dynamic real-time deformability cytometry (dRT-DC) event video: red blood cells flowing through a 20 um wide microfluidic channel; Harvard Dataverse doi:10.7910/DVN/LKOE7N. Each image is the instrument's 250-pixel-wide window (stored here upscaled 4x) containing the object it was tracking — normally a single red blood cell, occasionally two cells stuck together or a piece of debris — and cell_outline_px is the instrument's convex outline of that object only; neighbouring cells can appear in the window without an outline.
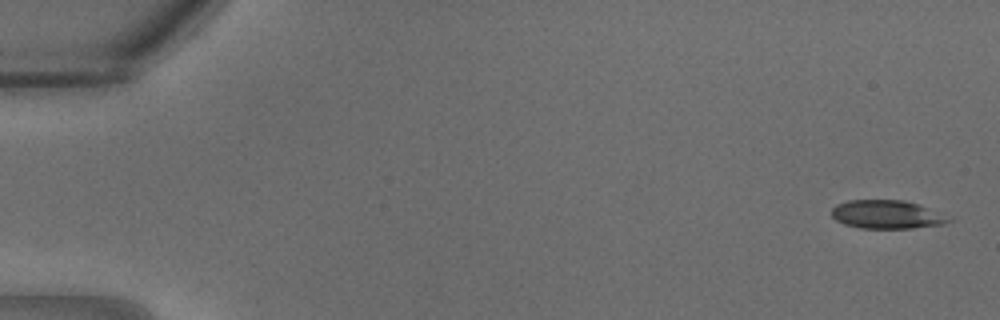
{"species": "common noctule bat (a hibernating species)", "species_latin": "Nyctalus noctula", "temperature_condition": "warm", "stored_images_in_passage": 30, "camera_frame_rate_fps": 3000, "um_per_image_px": 0.085, "animal": {"sex": "male", "body_mass_g": 18.8}, "frame": {"image": 1, "passage_image": 1, "time_ms": 0.0, "image_size_px": [1000, 320], "cell_outline_px": [[956, 220], [944, 224], [912, 228], [860, 228], [844, 224], [836, 220], [832, 216], [832, 208], [836, 204], [848, 200], [904, 200], [920, 204]], "centroid_in_image_um": [75.4, 18.23], "position_along_channel_um": 9.6, "area_um2": 19.54}}
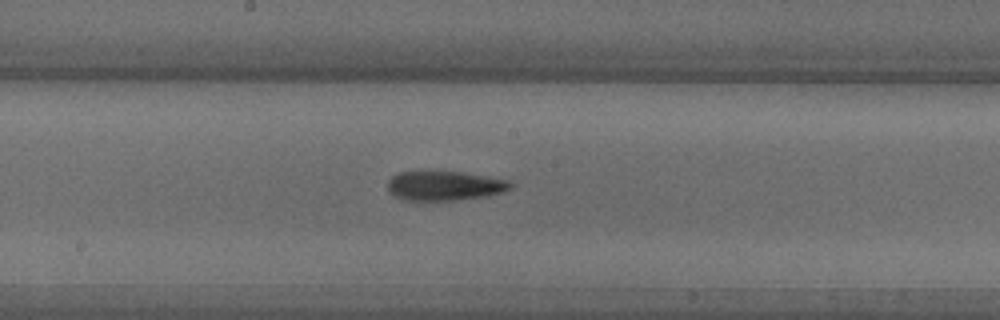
{"frame": {"image": 2, "passage_image": 17, "time_ms": 5.333, "image_size_px": [1000, 320], "cell_outline_px": [[516, 184], [512, 188], [504, 192], [488, 196], [452, 200], [408, 200], [392, 196], [388, 192], [388, 180], [392, 176], [400, 172], [460, 172], [488, 176], [508, 180]], "centroid_in_image_um": [37.83, 15.79], "position_along_channel_um": 210.4, "area_um2": 21.15}}
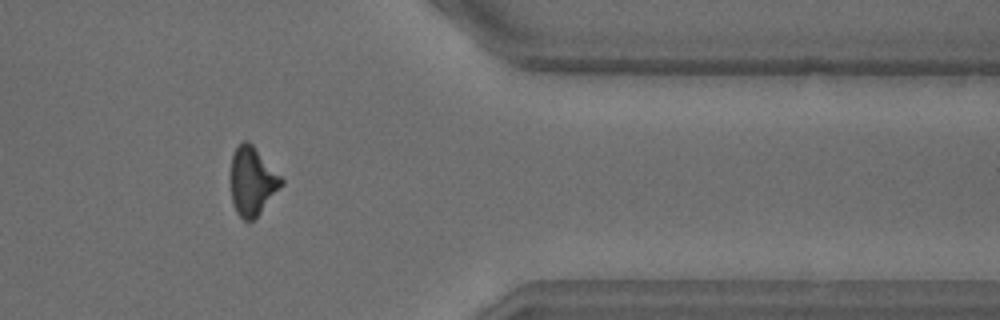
{"frame": {"image": 3, "passage_image": 26, "time_ms": 8.333, "image_size_px": [1000, 320], "cell_outline_px": [[284, 184], [260, 212], [252, 220], [244, 220], [236, 212], [232, 204], [232, 156], [236, 148], [244, 140], [248, 140], [252, 144], [284, 180]], "centroid_in_image_um": [21.46, 15.4], "position_along_channel_um": 389.9, "area_um2": 19.71}}